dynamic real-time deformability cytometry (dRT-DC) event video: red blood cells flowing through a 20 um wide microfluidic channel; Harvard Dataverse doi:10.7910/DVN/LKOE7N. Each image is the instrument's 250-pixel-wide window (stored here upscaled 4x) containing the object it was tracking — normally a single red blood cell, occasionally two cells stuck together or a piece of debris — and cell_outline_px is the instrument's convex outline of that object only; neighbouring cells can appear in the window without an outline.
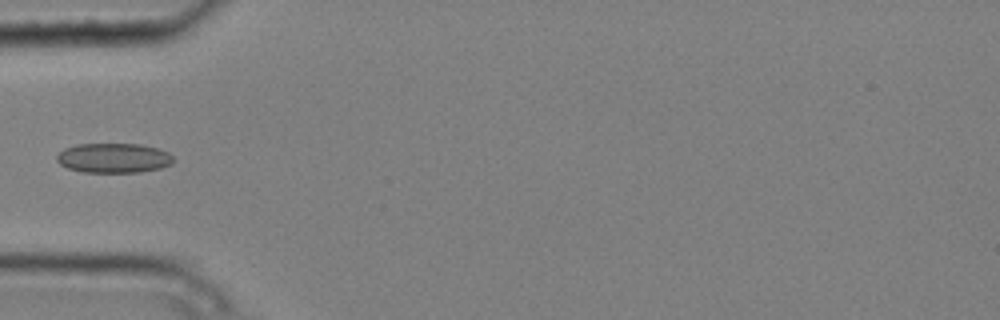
{"species": "common noctule bat (a hibernating species)", "species_latin": "Nyctalus noctula", "temperature_condition": "cold", "stored_images_in_passage": 6, "camera_frame_rate_fps": 3000, "um_per_image_px": 0.085, "animal": {"sex": "male", "body_mass_g": 20.4}, "frame": {"image": 1, "passage_image": 5, "time_ms": 1.333, "image_size_px": [1000, 320], "cell_outline_px": [[172, 164], [160, 168], [140, 172], [80, 172], [68, 168], [60, 164], [56, 160], [56, 156], [64, 148], [76, 144], [140, 144], [156, 148], [168, 152], [172, 156]], "centroid_in_image_um": [9.63, 13.43], "position_along_channel_um": 75.4, "area_um2": 20.17}}
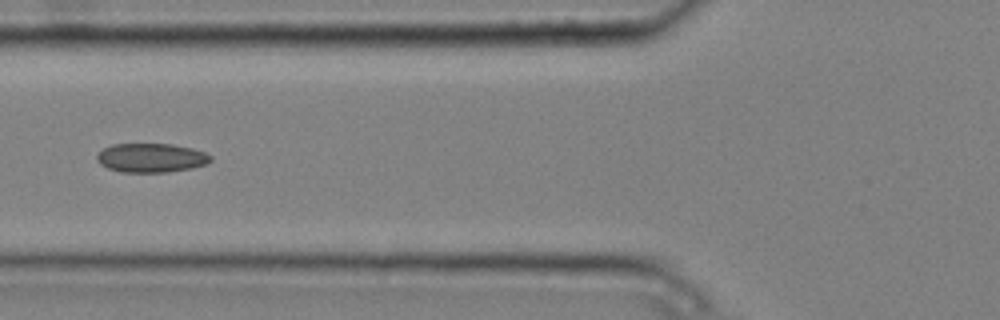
{"frame": {"image": 2, "passage_image": 6, "time_ms": 1.667, "image_size_px": [1000, 320], "cell_outline_px": [[212, 160], [208, 164], [192, 168], [168, 172], [120, 172], [108, 168], [100, 164], [96, 160], [96, 156], [104, 148], [112, 144], [172, 144], [192, 148], [204, 152], [212, 156]], "centroid_in_image_um": [12.87, 13.42], "position_along_channel_um": 112.9, "area_um2": 19.36}}